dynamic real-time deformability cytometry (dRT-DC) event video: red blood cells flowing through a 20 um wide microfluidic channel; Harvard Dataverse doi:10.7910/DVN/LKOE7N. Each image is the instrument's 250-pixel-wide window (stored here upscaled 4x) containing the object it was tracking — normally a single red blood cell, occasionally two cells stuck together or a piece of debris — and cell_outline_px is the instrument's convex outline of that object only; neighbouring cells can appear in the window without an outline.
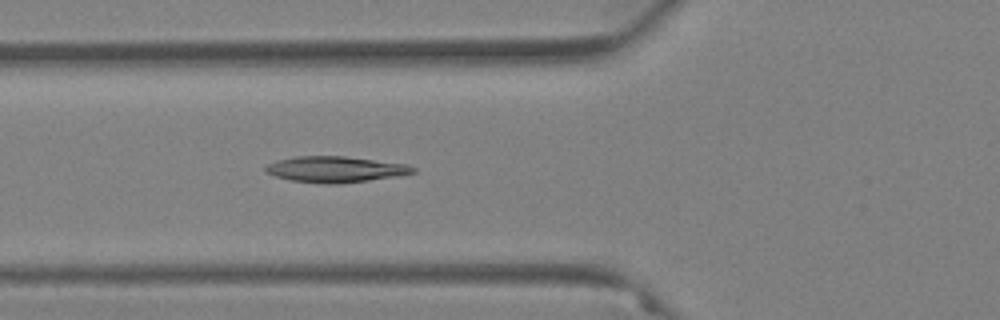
{"species": "Egyptian fruit bat (a non-hibernating species)", "species_latin": "Rousettus aegyptiacus", "temperature_condition": "warm", "stored_images_in_passage": 55, "camera_frame_rate_fps": 3000, "um_per_image_px": 0.085, "animal": {"sex": "female"}, "frame": {"image": 1, "passage_image": 19, "time_ms": 6.0, "image_size_px": [1000, 320], "cell_outline_px": [[416, 172], [396, 176], [368, 180], [336, 184], [324, 184], [292, 180], [276, 176], [264, 172], [264, 168], [268, 164], [276, 160], [296, 156], [344, 156], [408, 164], [416, 168]], "centroid_in_image_um": [28.5, 14.39], "position_along_channel_um": 97.3, "area_um2": 22.25}}
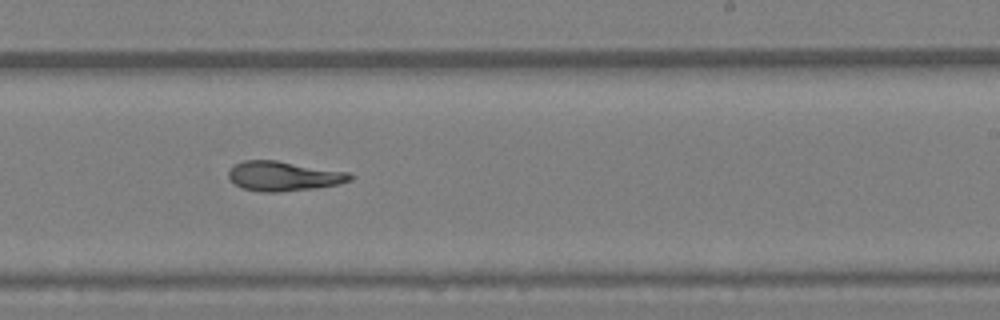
{"frame": {"image": 2, "passage_image": 33, "time_ms": 10.667, "image_size_px": [1000, 320], "cell_outline_px": [[356, 176], [352, 180], [340, 184], [316, 188], [276, 192], [260, 192], [244, 188], [236, 184], [228, 176], [228, 172], [236, 164], [244, 160], [276, 160], [352, 172]], "centroid_in_image_um": [24.21, 14.96], "position_along_channel_um": 264.8, "area_um2": 21.15}}
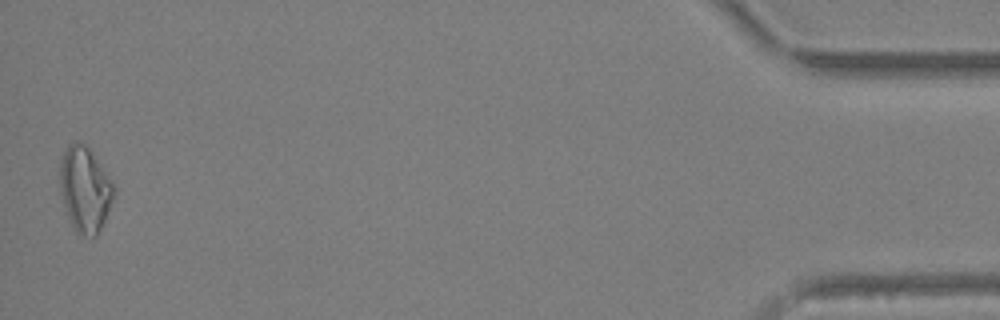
{"frame": {"image": 3, "passage_image": 54, "time_ms": 17.667, "image_size_px": [1000, 320], "cell_outline_px": [[116, 192], [104, 220], [96, 236], [84, 236], [76, 232], [72, 228], [60, 192], [60, 160], [68, 144], [72, 140], [76, 140], [84, 144], [88, 148], [112, 184]], "centroid_in_image_um": [7.18, 16.1], "position_along_channel_um": 428.0, "area_um2": 26.3}, "authors_computed_cell_mechanics": {"area_um2": 21.9062, "velocity_mm_per_s": 3.5946, "shape_relaxation_time_tau1_ms": null, "shape_relaxation_time_tau2_ms": 7.7661, "deformation_change_tau1": null, "deformation_change_tau2": 0.1563}}